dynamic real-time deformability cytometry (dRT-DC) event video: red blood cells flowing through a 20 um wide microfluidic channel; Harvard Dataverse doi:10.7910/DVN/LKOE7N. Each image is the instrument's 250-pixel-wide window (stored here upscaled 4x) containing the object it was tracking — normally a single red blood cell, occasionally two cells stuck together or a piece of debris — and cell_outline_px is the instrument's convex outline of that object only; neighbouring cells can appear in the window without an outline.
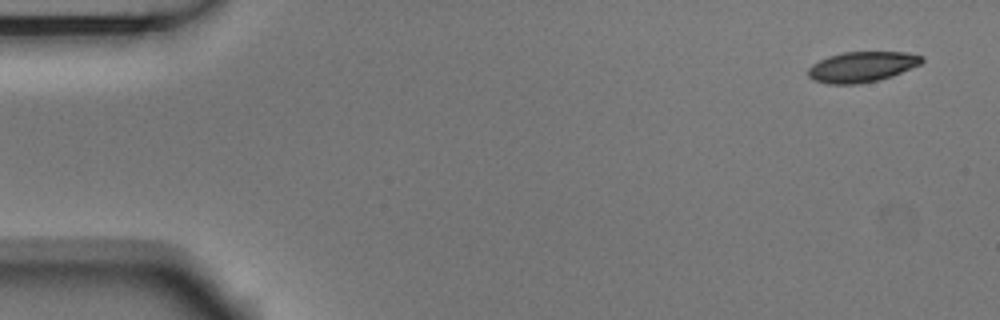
{"species": "Egyptian fruit bat (a non-hibernating species)", "species_latin": "Rousettus aegyptiacus", "temperature_condition": "room temperature", "stored_images_in_passage": 8, "camera_frame_rate_fps": 3000, "um_per_image_px": 0.085, "animal": {"sex": "male"}, "frame": {"image": 1, "passage_image": 1, "time_ms": 0.0, "image_size_px": [1000, 320], "cell_outline_px": [[924, 60], [920, 64], [892, 76], [880, 80], [860, 84], [828, 84], [812, 80], [808, 76], [808, 68], [812, 64], [828, 56], [844, 52], [908, 52], [924, 56]], "centroid_in_image_um": [73.26, 5.68], "position_along_channel_um": 11.7, "area_um2": 20.35}}
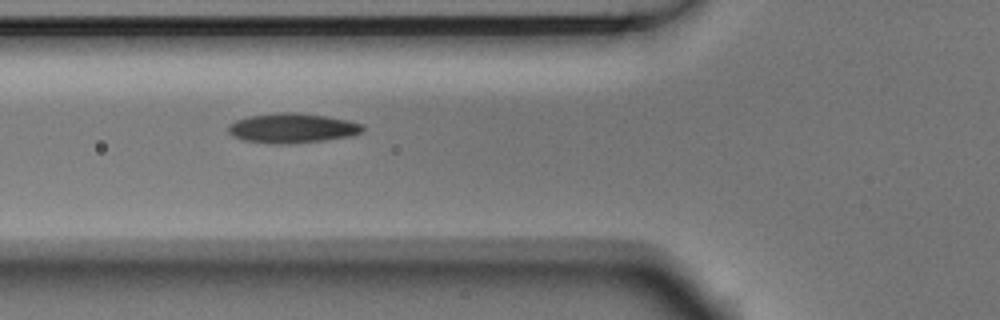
{"frame": {"image": 2, "passage_image": 6, "time_ms": 1.667, "image_size_px": [1000, 320], "cell_outline_px": [[364, 128], [360, 132], [352, 136], [324, 140], [288, 144], [276, 144], [244, 140], [228, 132], [228, 124], [236, 120], [248, 116], [276, 112], [296, 112], [328, 116], [348, 120], [364, 124]], "centroid_in_image_um": [24.86, 10.88], "position_along_channel_um": 100.9, "area_um2": 23.35}}
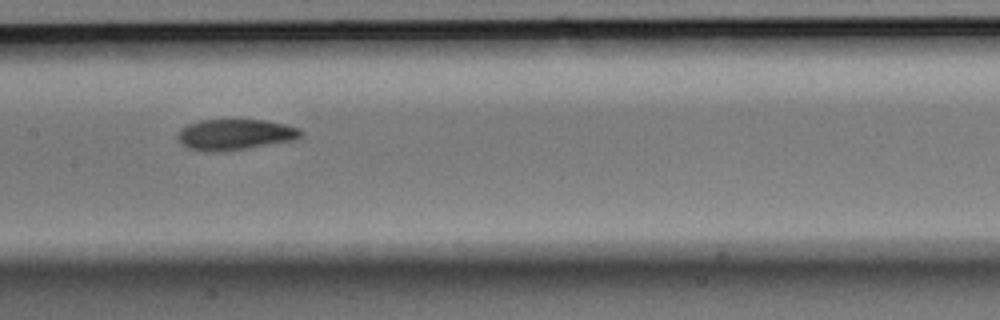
{"frame": {"image": 3, "passage_image": 8, "time_ms": 2.333, "image_size_px": [1000, 320], "cell_outline_px": [[304, 136], [296, 140], [224, 152], [204, 152], [188, 148], [180, 140], [180, 132], [188, 124], [200, 120], [264, 120], [284, 124], [300, 128], [304, 132]], "centroid_in_image_um": [20.07, 11.45], "position_along_channel_um": 187.3, "area_um2": 22.14}}